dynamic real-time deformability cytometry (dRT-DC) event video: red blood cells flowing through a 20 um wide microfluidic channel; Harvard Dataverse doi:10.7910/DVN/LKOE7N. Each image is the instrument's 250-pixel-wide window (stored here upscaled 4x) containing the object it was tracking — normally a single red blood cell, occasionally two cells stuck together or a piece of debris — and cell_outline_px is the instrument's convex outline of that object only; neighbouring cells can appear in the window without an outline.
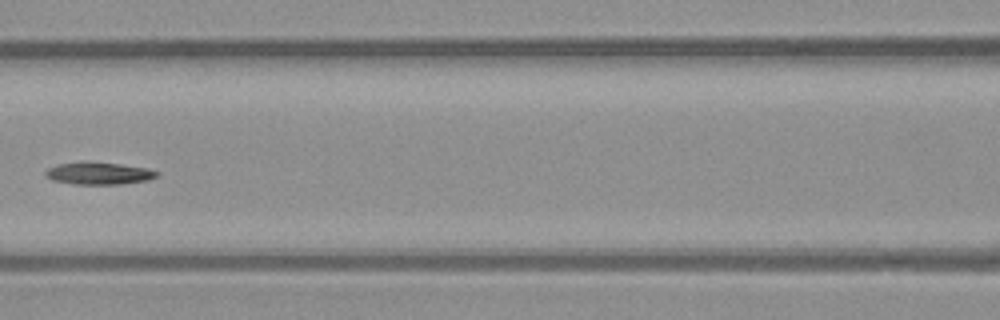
{"species": "common noctule bat (a hibernating species)", "species_latin": "Nyctalus noctula", "temperature_condition": "warm", "stored_images_in_passage": 5, "camera_frame_rate_fps": 3000, "um_per_image_px": 0.085, "animal": {"sex": "male", "body_mass_g": 23.1, "forearm_length_mm": 52.7}, "frame": {"image": 1, "passage_image": 4, "time_ms": 3.667, "image_size_px": [1000, 320], "cell_outline_px": [[160, 172], [156, 176], [148, 180], [120, 184], [72, 184], [52, 180], [44, 176], [44, 172], [48, 168], [56, 164], [120, 164], [148, 168]], "centroid_in_image_um": [8.4, 14.77], "position_along_channel_um": 158.2, "area_um2": 13.87}}
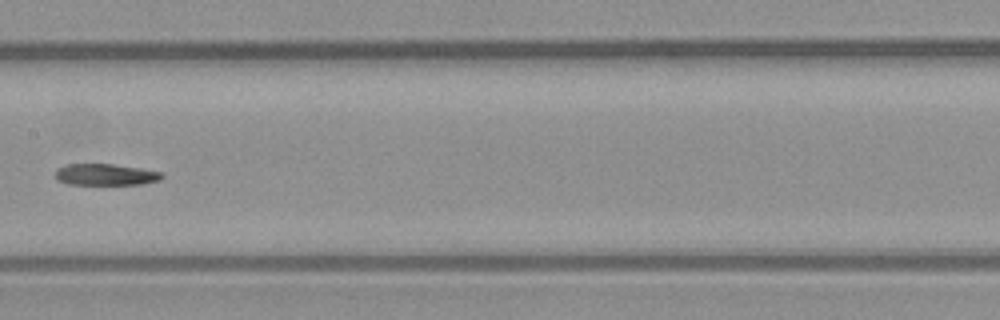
{"frame": {"image": 2, "passage_image": 5, "time_ms": 4.667, "image_size_px": [1000, 320], "cell_outline_px": [[164, 176], [160, 180], [140, 184], [68, 184], [56, 180], [56, 168], [68, 164], [112, 164], [140, 168], [160, 172]], "centroid_in_image_um": [8.94, 14.84], "position_along_channel_um": 198.5, "area_um2": 13.24}}